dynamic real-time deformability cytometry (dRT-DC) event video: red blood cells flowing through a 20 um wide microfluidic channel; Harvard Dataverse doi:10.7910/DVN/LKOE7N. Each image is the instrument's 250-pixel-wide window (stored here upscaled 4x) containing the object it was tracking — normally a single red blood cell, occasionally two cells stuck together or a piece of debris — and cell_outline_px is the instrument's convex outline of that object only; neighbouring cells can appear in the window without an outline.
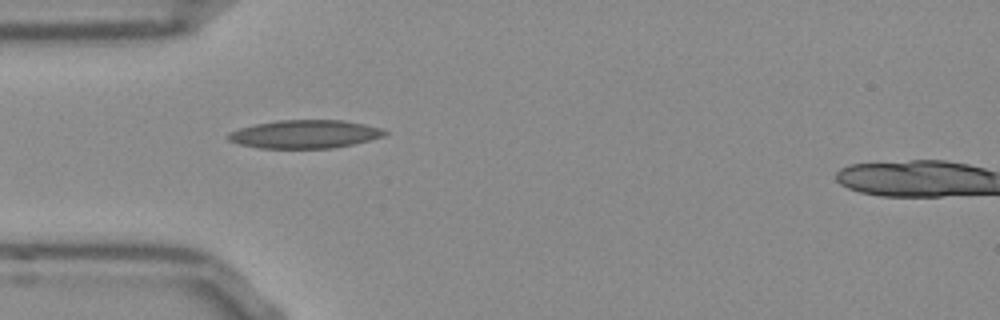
{"species": "Egyptian fruit bat (a non-hibernating species)", "species_latin": "Rousettus aegyptiacus", "temperature_condition": "room temperature", "stored_images_in_passage": 32, "camera_frame_rate_fps": 3000, "um_per_image_px": 0.085, "frame": {"image": 1, "passage_image": 1, "time_ms": 0.0, "image_size_px": [1000, 320], "cell_outline_px": [[388, 132], [384, 136], [352, 144], [332, 148], [260, 148], [240, 144], [228, 140], [224, 136], [228, 132], [240, 128], [256, 124], [276, 120], [344, 120], [364, 124], [380, 128]], "centroid_in_image_um": [25.87, 11.4], "position_along_channel_um": 59.1, "area_um2": 25.72}}
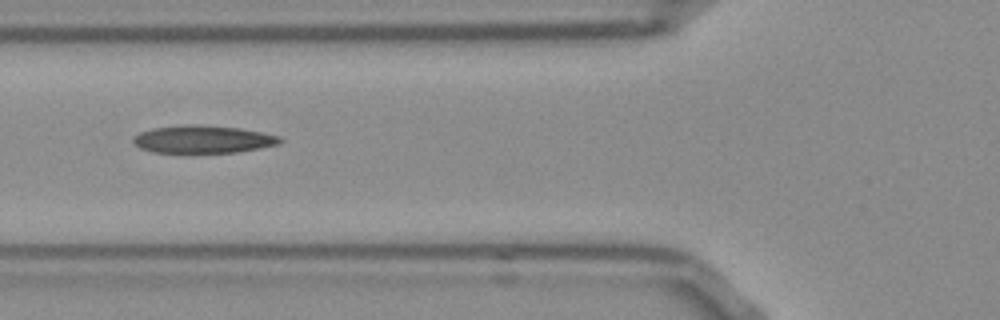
{"frame": {"image": 2, "passage_image": 5, "time_ms": 1.333, "image_size_px": [1000, 320], "cell_outline_px": [[284, 140], [276, 144], [236, 152], [152, 152], [140, 148], [132, 140], [132, 136], [140, 132], [152, 128], [180, 124], [196, 124], [240, 128], [280, 136]], "centroid_in_image_um": [17.19, 11.82], "position_along_channel_um": 108.6, "area_um2": 23.52}, "authors_computed_cell_mechanics": {"area_um2": 23.5246, "velocity_mm_per_s": 3.8097, "shape_relaxation_time_tau1_ms": null, "shape_relaxation_time_tau2_ms": 10.8791, "deformation_change_tau1": null, "deformation_change_tau2": 0.248}}